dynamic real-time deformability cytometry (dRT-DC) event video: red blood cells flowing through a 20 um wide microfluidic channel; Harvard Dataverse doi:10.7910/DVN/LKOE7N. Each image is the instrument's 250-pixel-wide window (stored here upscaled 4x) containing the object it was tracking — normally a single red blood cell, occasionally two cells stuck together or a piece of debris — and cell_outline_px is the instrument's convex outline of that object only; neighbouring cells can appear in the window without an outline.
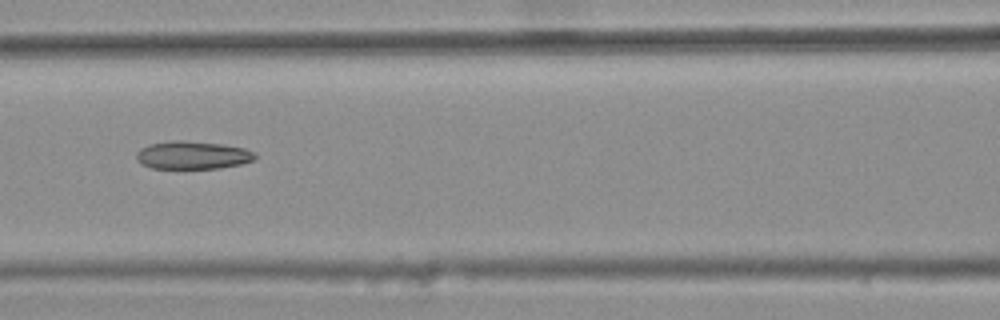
{"species": "common noctule bat (a hibernating species)", "species_latin": "Nyctalus noctula", "temperature_condition": "warm", "stored_images_in_passage": 8, "camera_frame_rate_fps": 3000, "um_per_image_px": 0.085, "animal": {"sex": "female", "body_mass_g": 25.1}, "frame": {"image": 1, "passage_image": 6, "time_ms": 1.667, "image_size_px": [1000, 320], "cell_outline_px": [[256, 160], [240, 164], [220, 168], [152, 168], [140, 164], [136, 160], [136, 152], [140, 148], [148, 144], [172, 140], [184, 140], [220, 144], [244, 148], [252, 152], [256, 156]], "centroid_in_image_um": [16.32, 13.18], "position_along_channel_um": 150.3, "area_um2": 19.42}}
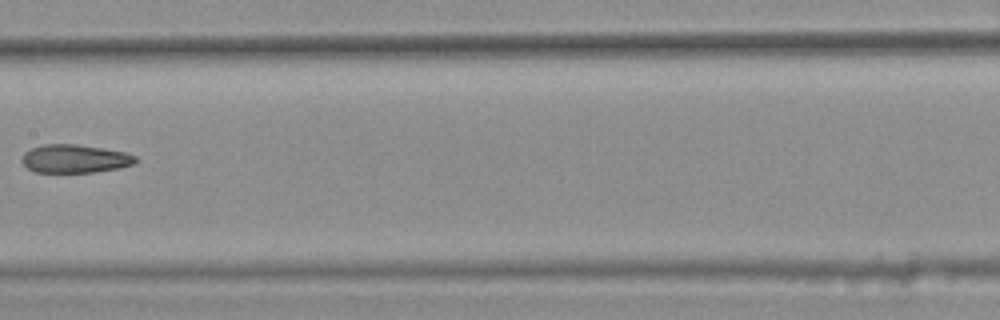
{"frame": {"image": 2, "passage_image": 7, "time_ms": 2.0, "image_size_px": [1000, 320], "cell_outline_px": [[140, 160], [136, 164], [120, 168], [92, 172], [36, 172], [28, 168], [20, 160], [24, 152], [32, 148], [44, 144], [76, 144], [124, 152], [136, 156]], "centroid_in_image_um": [6.39, 13.49], "position_along_channel_um": 201.0, "area_um2": 18.79}}
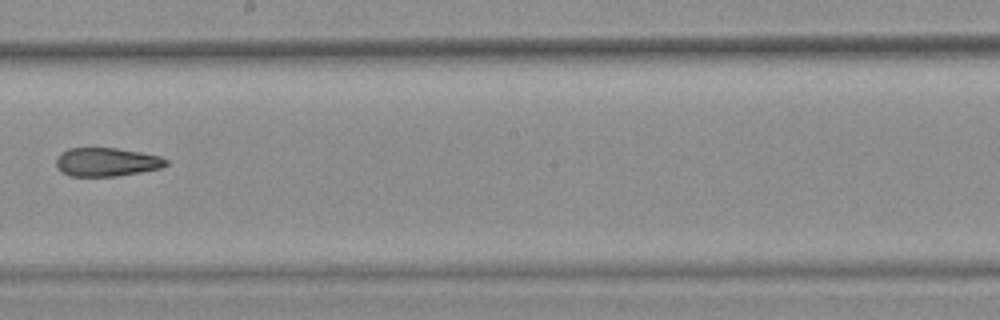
{"frame": {"image": 3, "passage_image": 8, "time_ms": 2.333, "image_size_px": [1000, 320], "cell_outline_px": [[168, 164], [160, 168], [140, 172], [116, 176], [68, 176], [60, 172], [56, 164], [56, 160], [60, 152], [68, 148], [116, 148], [140, 152], [160, 156], [168, 160]], "centroid_in_image_um": [9.03, 13.77], "position_along_channel_um": 239.2, "area_um2": 18.38}}